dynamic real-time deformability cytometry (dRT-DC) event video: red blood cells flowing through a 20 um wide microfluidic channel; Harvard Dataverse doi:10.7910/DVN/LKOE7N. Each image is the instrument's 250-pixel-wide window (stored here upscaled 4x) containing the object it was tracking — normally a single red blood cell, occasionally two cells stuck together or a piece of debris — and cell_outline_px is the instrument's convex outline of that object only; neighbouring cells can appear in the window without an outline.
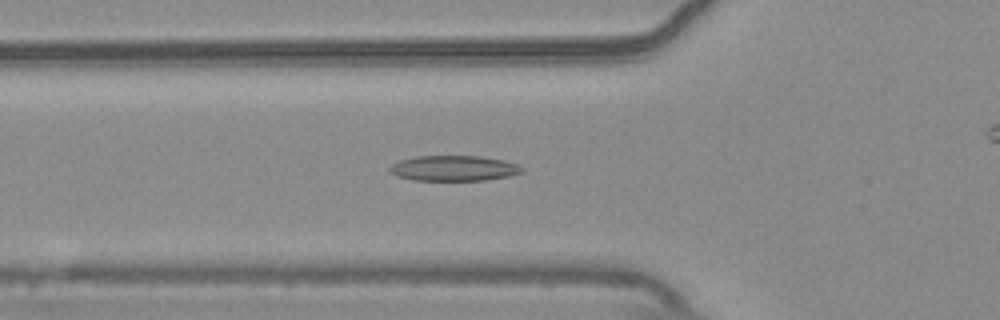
{"species": "common noctule bat (a hibernating species)", "species_latin": "Nyctalus noctula", "temperature_condition": "warm", "stored_images_in_passage": 41, "camera_frame_rate_fps": 3000, "um_per_image_px": 0.085, "animal": {"sex": "male", "body_mass_g": 20.4}, "frame": {"image": 1, "passage_image": 12, "time_ms": 3.667, "image_size_px": [1000, 320], "cell_outline_px": [[524, 172], [508, 176], [484, 180], [412, 180], [396, 176], [388, 172], [388, 168], [392, 164], [400, 160], [416, 156], [480, 156], [504, 160], [516, 164], [524, 168]], "centroid_in_image_um": [38.54, 14.3], "position_along_channel_um": 87.3, "area_um2": 19.65}}
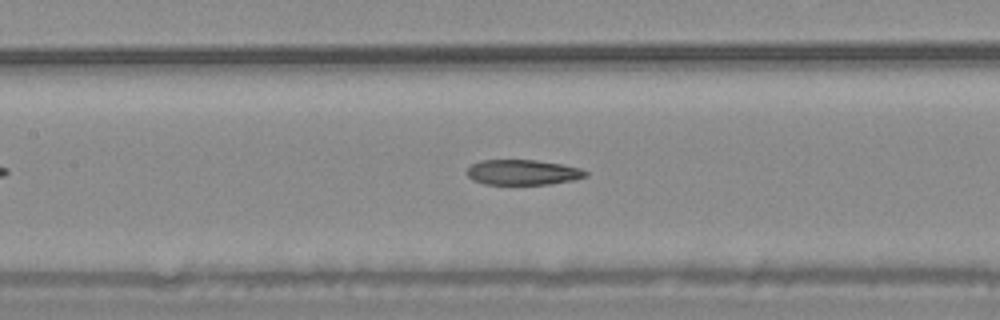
{"frame": {"image": 2, "passage_image": 18, "time_ms": 5.667, "image_size_px": [1000, 320], "cell_outline_px": [[588, 176], [572, 180], [552, 184], [484, 184], [472, 180], [468, 176], [468, 168], [472, 164], [480, 160], [536, 160], [564, 164], [580, 168], [588, 172]], "centroid_in_image_um": [44.46, 14.64], "position_along_channel_um": 162.9, "area_um2": 17.51}}
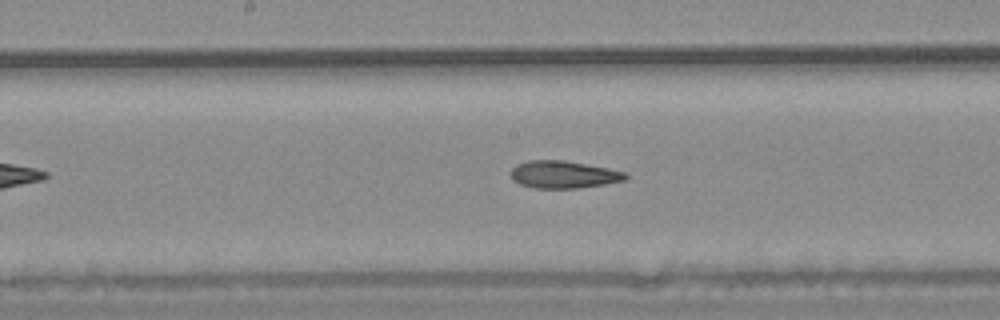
{"frame": {"image": 3, "passage_image": 21, "time_ms": 6.667, "image_size_px": [1000, 320], "cell_outline_px": [[628, 176], [624, 180], [604, 184], [576, 188], [536, 188], [520, 184], [512, 180], [512, 168], [516, 164], [528, 160], [564, 160], [608, 168], [628, 172]], "centroid_in_image_um": [47.9, 14.83], "position_along_channel_um": 200.3, "area_um2": 18.26}}